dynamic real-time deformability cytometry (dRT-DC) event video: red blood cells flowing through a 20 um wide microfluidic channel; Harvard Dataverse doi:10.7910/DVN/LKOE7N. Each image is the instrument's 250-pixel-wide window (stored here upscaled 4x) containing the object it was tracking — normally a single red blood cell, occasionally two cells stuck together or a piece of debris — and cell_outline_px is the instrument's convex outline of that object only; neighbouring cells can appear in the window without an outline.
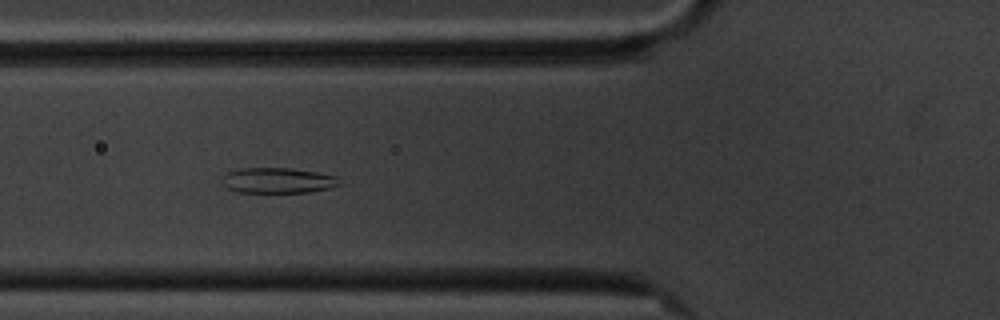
{"species": "common noctule bat (a hibernating species)", "species_latin": "Nyctalus noctula", "temperature_condition": "cold", "stored_images_in_passage": 4, "camera_frame_rate_fps": 3000, "um_per_image_px": 0.085, "animal": {"sex": "male", "body_mass_g": 20.1, "forearm_length_mm": 53.5}, "frame": {"image": 1, "passage_image": 2, "time_ms": 1.0, "image_size_px": [1000, 320], "cell_outline_px": [[336, 184], [328, 188], [308, 192], [240, 192], [228, 188], [224, 184], [224, 176], [228, 172], [240, 168], [288, 168], [316, 172], [336, 176]], "centroid_in_image_um": [23.57, 15.33], "position_along_channel_um": 102.2, "area_um2": 16.82}}
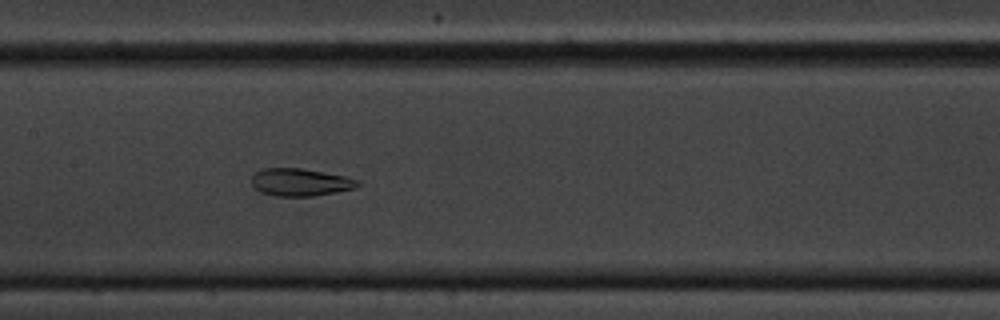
{"frame": {"image": 2, "passage_image": 4, "time_ms": 3.333, "image_size_px": [1000, 320], "cell_outline_px": [[360, 184], [352, 188], [336, 192], [312, 196], [276, 196], [260, 192], [252, 184], [252, 176], [256, 172], [264, 168], [300, 168], [348, 176], [360, 180]], "centroid_in_image_um": [25.54, 15.48], "position_along_channel_um": 181.9, "area_um2": 16.99}}